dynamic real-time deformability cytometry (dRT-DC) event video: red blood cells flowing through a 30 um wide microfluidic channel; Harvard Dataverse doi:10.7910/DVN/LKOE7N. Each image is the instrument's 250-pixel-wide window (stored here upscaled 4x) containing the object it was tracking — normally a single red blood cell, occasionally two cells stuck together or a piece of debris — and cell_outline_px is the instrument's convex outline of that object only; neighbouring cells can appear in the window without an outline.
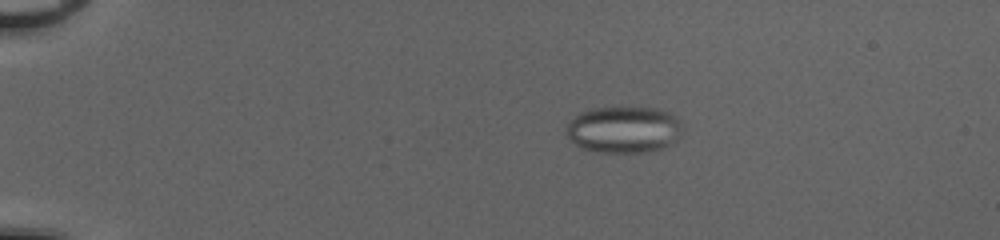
{"species": "common noctule bat (a hibernating species)", "species_latin": "Nyctalus noctula", "temperature_condition": "cold", "stored_images_in_passage": 60, "camera_frame_rate_fps": 3000, "um_per_image_px": 0.085, "animal": {"sex": "female", "body_mass_g": 20.0, "forearm_length_mm": 54.0}, "frame": {"image": 1, "passage_image": 14, "time_ms": 4.333, "image_size_px": [1000, 240], "cell_outline_px": [[680, 140], [676, 144], [664, 148], [648, 152], [596, 152], [580, 148], [568, 136], [568, 124], [580, 112], [596, 108], [652, 108], [668, 112], [680, 124]], "centroid_in_image_um": [53.05, 11.05], "position_along_channel_um": 31.9, "area_um2": 31.27}}
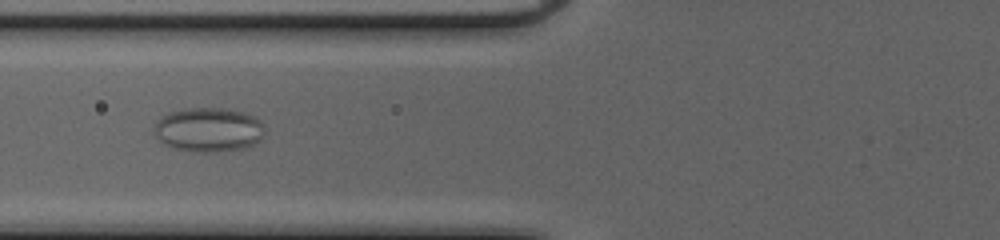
{"frame": {"image": 2, "passage_image": 27, "time_ms": 8.667, "image_size_px": [1000, 240], "cell_outline_px": [[264, 136], [260, 140], [244, 148], [216, 152], [192, 152], [172, 148], [164, 144], [156, 136], [156, 124], [164, 116], [172, 112], [184, 108], [224, 108], [244, 112], [260, 120], [264, 124]], "centroid_in_image_um": [17.77, 11.04], "position_along_channel_um": 108.0, "area_um2": 28.44}}
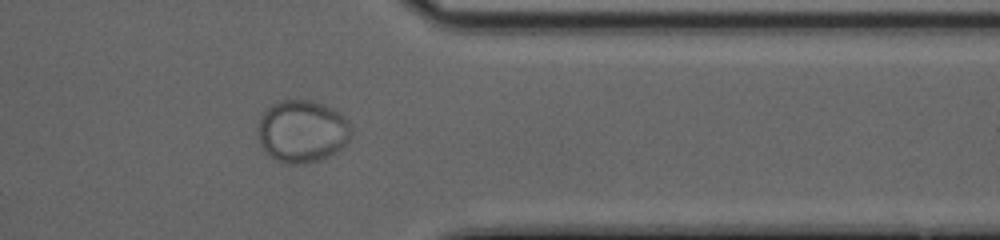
{"frame": {"image": 3, "passage_image": 50, "time_ms": 16.333, "image_size_px": [1000, 240], "cell_outline_px": [[352, 136], [344, 148], [320, 160], [300, 164], [288, 164], [276, 160], [260, 144], [256, 132], [256, 128], [260, 116], [272, 104], [280, 100], [312, 100], [332, 108], [340, 112], [348, 124], [352, 132]], "centroid_in_image_um": [25.68, 11.16], "position_along_channel_um": 385.7, "area_um2": 34.16}}